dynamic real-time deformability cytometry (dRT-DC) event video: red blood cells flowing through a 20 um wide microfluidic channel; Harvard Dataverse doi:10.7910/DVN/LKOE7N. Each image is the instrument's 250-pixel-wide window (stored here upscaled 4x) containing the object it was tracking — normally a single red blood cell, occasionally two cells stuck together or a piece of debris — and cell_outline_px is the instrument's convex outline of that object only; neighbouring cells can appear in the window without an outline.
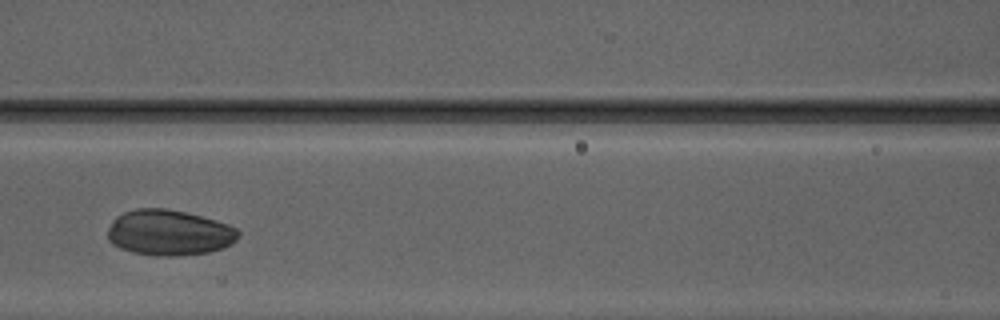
{"species": "Egyptian fruit bat (a non-hibernating species)", "species_latin": "Rousettus aegyptiacus", "temperature_condition": "warm", "stored_images_in_passage": 33, "camera_frame_rate_fps": 3000, "um_per_image_px": 0.085, "animal": {"sex": "male"}, "frame": {"image": 1, "passage_image": 13, "time_ms": 4.0, "image_size_px": [1000, 320], "cell_outline_px": [[240, 232], [236, 240], [232, 244], [224, 248], [208, 252], [180, 256], [152, 256], [132, 252], [120, 248], [112, 244], [108, 240], [108, 228], [112, 220], [116, 216], [124, 212], [136, 208], [164, 208], [184, 212], [216, 220], [228, 224], [236, 228]], "centroid_in_image_um": [14.36, 19.78], "position_along_channel_um": 152.2, "area_um2": 35.03}}
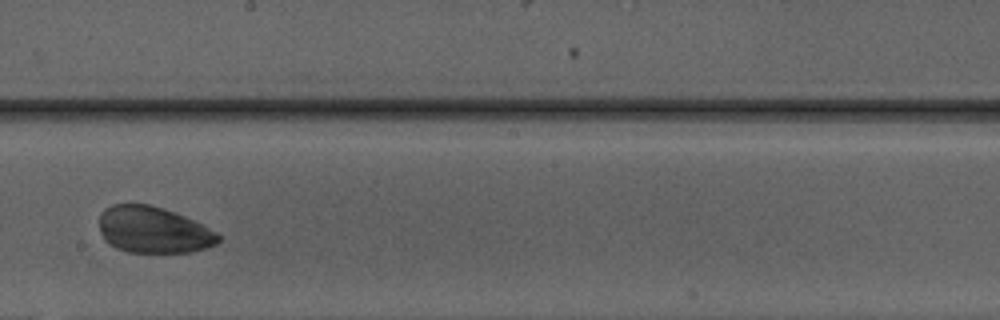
{"frame": {"image": 2, "passage_image": 19, "time_ms": 6.0, "image_size_px": [1000, 320], "cell_outline_px": [[220, 240], [216, 244], [192, 252], [128, 252], [116, 248], [108, 244], [104, 240], [100, 232], [100, 212], [104, 208], [112, 204], [148, 204], [164, 208], [204, 224], [216, 232], [220, 236]], "centroid_in_image_um": [13.02, 19.53], "position_along_channel_um": 235.2, "area_um2": 32.43}}
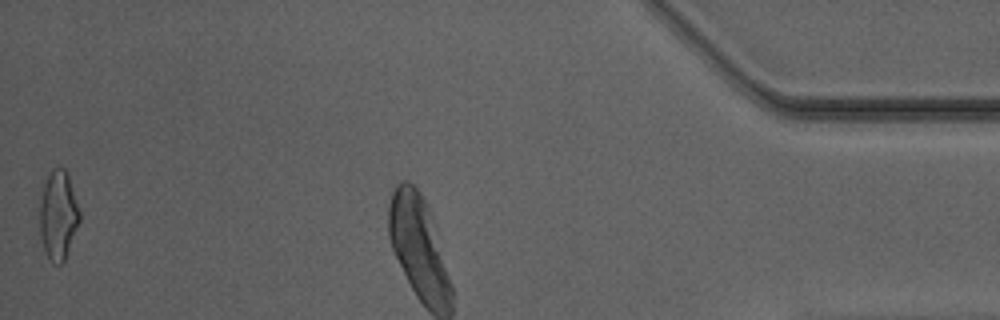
{"frame": {"image": 3, "passage_image": 33, "time_ms": 10.667, "image_size_px": [1000, 320], "cell_outline_px": [[80, 220], [64, 260], [60, 264], [52, 264], [44, 248], [40, 236], [40, 196], [48, 176], [52, 168], [60, 164], [68, 172], [80, 212]], "centroid_in_image_um": [4.95, 18.24], "position_along_channel_um": 430.2, "area_um2": 20.69}}